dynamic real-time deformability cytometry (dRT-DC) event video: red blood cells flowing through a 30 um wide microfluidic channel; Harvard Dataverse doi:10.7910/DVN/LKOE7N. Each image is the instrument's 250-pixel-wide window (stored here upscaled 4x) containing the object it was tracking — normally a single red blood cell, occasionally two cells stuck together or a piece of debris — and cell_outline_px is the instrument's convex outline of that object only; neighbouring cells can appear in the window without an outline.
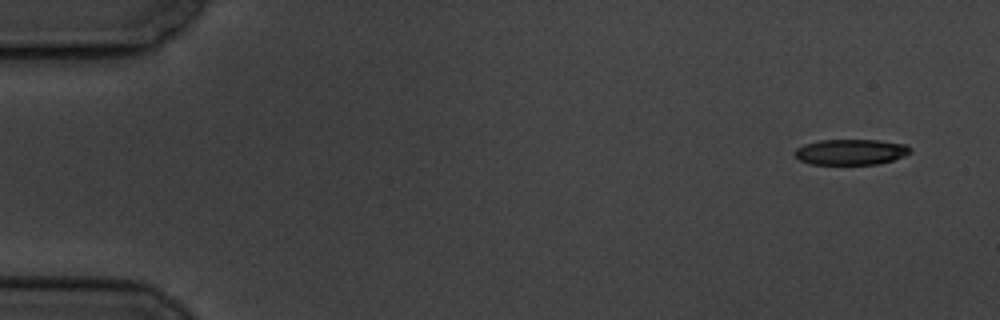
{"species": "common noctule bat (a hibernating species)", "species_latin": "Nyctalus noctula", "temperature_condition": "cold", "stored_images_in_passage": 6, "segment_of_instrument_passage": [1, 2], "camera_frame_rate_fps": 3000, "um_per_image_px": 0.085, "animal": {"sex": "male", "body_mass_g": 19.5, "forearm_length_mm": 54.6}, "frame": {"image": 1, "passage_image": 1, "time_ms": 0.0, "image_size_px": [1000, 320], "cell_outline_px": [[912, 152], [904, 156], [892, 160], [876, 164], [812, 164], [800, 160], [792, 152], [796, 148], [804, 144], [820, 140], [880, 140], [904, 144], [912, 148]], "centroid_in_image_um": [72.32, 12.91], "position_along_channel_um": 12.7, "area_um2": 17.28}}